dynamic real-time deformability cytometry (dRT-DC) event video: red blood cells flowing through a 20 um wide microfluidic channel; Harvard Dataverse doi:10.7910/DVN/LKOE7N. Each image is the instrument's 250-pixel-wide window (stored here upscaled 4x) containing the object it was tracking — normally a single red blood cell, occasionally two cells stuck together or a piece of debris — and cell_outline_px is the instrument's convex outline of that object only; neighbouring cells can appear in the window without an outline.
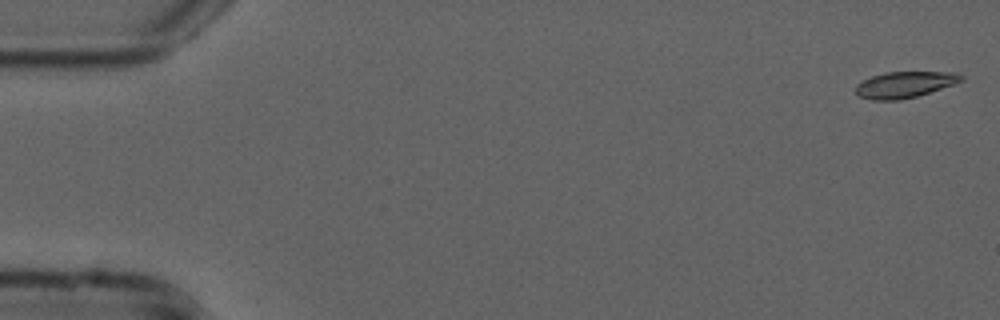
{"species": "common noctule bat (a hibernating species)", "species_latin": "Nyctalus noctula", "temperature_condition": "cold", "stored_images_in_passage": 54, "camera_frame_rate_fps": 3000, "um_per_image_px": 0.085, "animal": {"sex": "male", "forearm_length_mm": 52.5}, "frame": {"image": 1, "passage_image": 1, "time_ms": 0.0, "image_size_px": [1000, 320], "cell_outline_px": [[964, 80], [916, 96], [900, 100], [872, 100], [860, 96], [856, 92], [856, 84], [872, 76], [884, 72], [952, 72], [964, 76]], "centroid_in_image_um": [76.87, 7.19], "position_along_channel_um": 8.1, "area_um2": 15.84}}
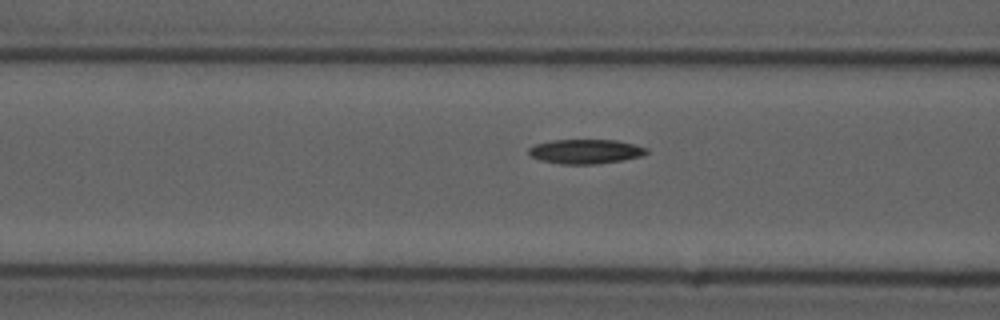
{"frame": {"image": 2, "passage_image": 21, "time_ms": 6.667, "image_size_px": [1000, 320], "cell_outline_px": [[648, 152], [640, 156], [624, 160], [596, 164], [560, 164], [540, 160], [532, 156], [528, 152], [528, 148], [536, 144], [552, 140], [616, 140], [648, 148]], "centroid_in_image_um": [49.76, 12.88], "position_along_channel_um": 116.8, "area_um2": 16.7}}
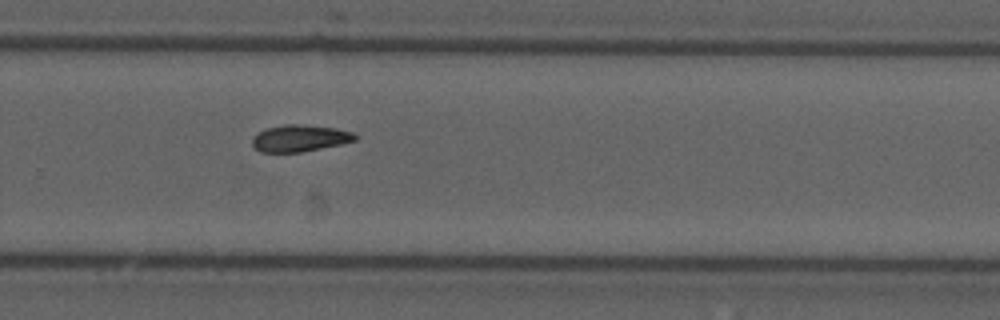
{"frame": {"image": 3, "passage_image": 36, "time_ms": 11.667, "image_size_px": [1000, 320], "cell_outline_px": [[356, 140], [340, 144], [300, 152], [260, 152], [252, 144], [252, 136], [256, 132], [268, 128], [284, 124], [296, 124], [336, 128], [352, 132], [356, 136]], "centroid_in_image_um": [25.43, 11.74], "position_along_channel_um": 304.4, "area_um2": 15.9}, "authors_computed_cell_mechanics": {"area_um2": 16.2996, "velocity_mm_per_s": 3.7606, "shape_relaxation_time_tau1_ms": 7.938, "shape_relaxation_time_tau2_ms": null, "deformation_change_tau1": 0.1404, "deformation_change_tau2": null}}